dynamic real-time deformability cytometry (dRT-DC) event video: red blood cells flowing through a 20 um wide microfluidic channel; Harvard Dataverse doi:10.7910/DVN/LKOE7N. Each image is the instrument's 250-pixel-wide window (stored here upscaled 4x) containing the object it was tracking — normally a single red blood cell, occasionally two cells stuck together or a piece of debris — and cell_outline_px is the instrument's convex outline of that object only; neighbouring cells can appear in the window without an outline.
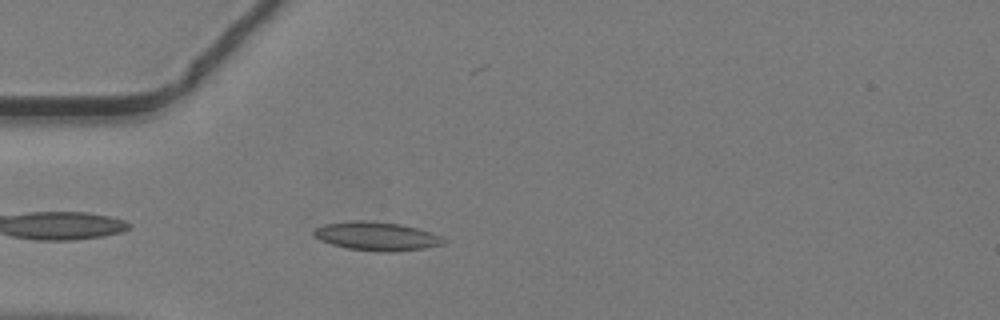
{"species": "common noctule bat (a hibernating species)", "species_latin": "Nyctalus noctula", "temperature_condition": "warm", "stored_images_in_passage": 37, "camera_frame_rate_fps": 3000, "um_per_image_px": 0.085, "animal": {"sex": "male", "body_mass_g": 19.2, "forearm_length_mm": 51.8}, "frame": {"image": 1, "passage_image": 3, "time_ms": 0.667, "image_size_px": [1000, 320], "cell_outline_px": [[448, 240], [444, 244], [424, 248], [388, 252], [384, 252], [348, 248], [332, 244], [320, 240], [312, 232], [316, 228], [324, 224], [352, 220], [368, 220], [400, 224], [416, 228], [440, 236]], "centroid_in_image_um": [32.01, 20.07], "position_along_channel_um": 53.0, "area_um2": 21.44}}
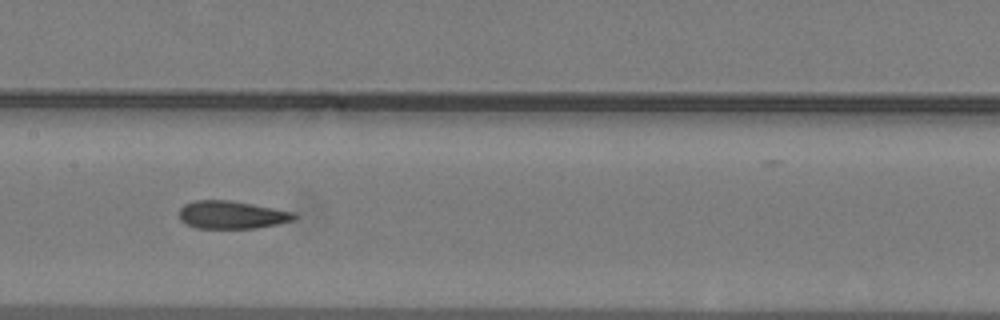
{"frame": {"image": 2, "passage_image": 13, "time_ms": 4.0, "image_size_px": [1000, 320], "cell_outline_px": [[296, 216], [292, 220], [276, 224], [256, 228], [196, 228], [180, 220], [180, 208], [184, 204], [196, 200], [228, 200], [252, 204], [292, 212]], "centroid_in_image_um": [19.64, 18.26], "position_along_channel_um": 187.8, "area_um2": 18.32}}
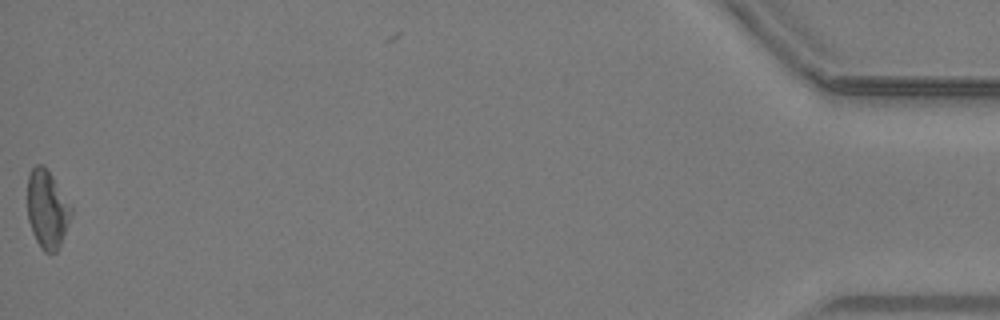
{"frame": {"image": 3, "passage_image": 37, "time_ms": 12.0, "image_size_px": [1000, 320], "cell_outline_px": [[72, 216], [60, 244], [56, 252], [44, 252], [40, 248], [32, 232], [28, 220], [28, 176], [32, 168], [36, 164], [44, 164], [52, 176], [72, 208]], "centroid_in_image_um": [4.0, 17.79], "position_along_channel_um": 431.2, "area_um2": 19.77}}